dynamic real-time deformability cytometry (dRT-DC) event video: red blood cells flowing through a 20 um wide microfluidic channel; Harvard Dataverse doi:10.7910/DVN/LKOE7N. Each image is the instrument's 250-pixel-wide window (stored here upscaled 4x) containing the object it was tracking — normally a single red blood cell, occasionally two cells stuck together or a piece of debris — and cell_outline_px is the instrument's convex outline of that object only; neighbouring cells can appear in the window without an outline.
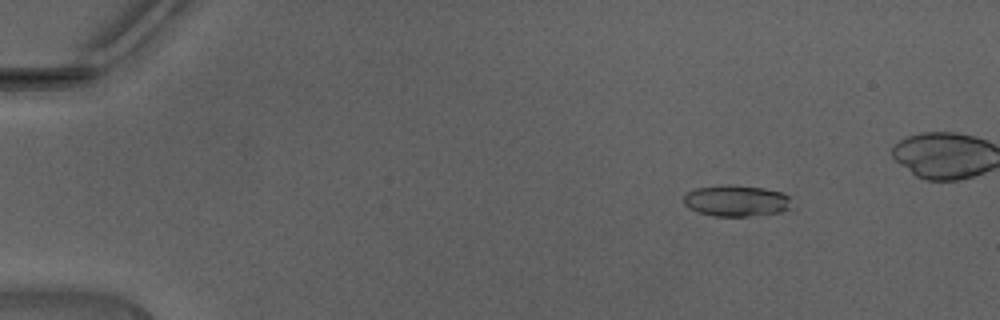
{"species": "Egyptian fruit bat (a non-hibernating species)", "species_latin": "Rousettus aegyptiacus", "temperature_condition": "warm", "stored_images_in_passage": 44, "camera_frame_rate_fps": 3000, "um_per_image_px": 0.085, "animal": {"sex": "male"}, "frame": {"image": 1, "passage_image": 7, "time_ms": 2.0, "image_size_px": [1000, 320], "cell_outline_px": [[788, 208], [780, 212], [748, 216], [716, 216], [700, 212], [688, 208], [684, 204], [684, 196], [688, 192], [696, 188], [724, 184], [732, 184], [764, 188], [784, 192], [788, 196]], "centroid_in_image_um": [62.55, 17.04], "position_along_channel_um": 22.5, "area_um2": 19.54}}
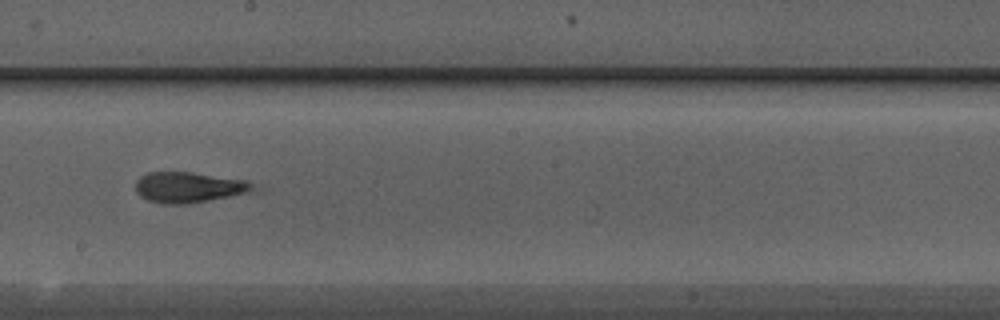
{"frame": {"image": 2, "passage_image": 28, "time_ms": 9.0, "image_size_px": [1000, 320], "cell_outline_px": [[264, 188], [256, 192], [184, 204], [160, 204], [148, 200], [140, 196], [136, 192], [136, 180], [140, 176], [148, 172], [192, 172], [248, 180]], "centroid_in_image_um": [16.17, 15.92], "position_along_channel_um": 232.0, "area_um2": 21.56}}
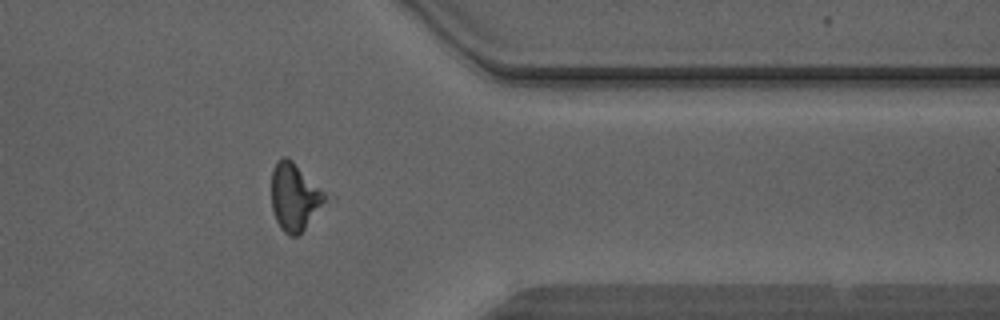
{"frame": {"image": 3, "passage_image": 39, "time_ms": 12.667, "image_size_px": [1000, 320], "cell_outline_px": [[324, 200], [304, 228], [296, 236], [292, 236], [284, 232], [280, 228], [276, 220], [272, 208], [272, 172], [276, 164], [284, 156], [288, 156], [324, 192]], "centroid_in_image_um": [24.97, 16.72], "position_along_channel_um": 386.4, "area_um2": 20.11}}